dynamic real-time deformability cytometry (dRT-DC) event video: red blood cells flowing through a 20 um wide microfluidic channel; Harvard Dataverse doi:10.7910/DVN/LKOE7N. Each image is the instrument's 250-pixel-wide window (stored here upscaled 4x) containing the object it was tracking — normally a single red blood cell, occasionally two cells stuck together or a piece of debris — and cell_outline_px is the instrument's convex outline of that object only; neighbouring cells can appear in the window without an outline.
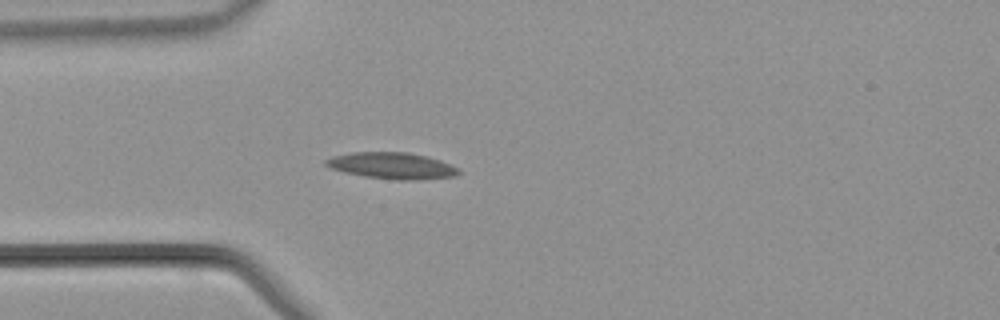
{"species": "common noctule bat (a hibernating species)", "species_latin": "Nyctalus noctula", "temperature_condition": "warm", "stored_images_in_passage": 34, "camera_frame_rate_fps": 3000, "um_per_image_px": 0.085, "animal": {"sex": "male", "body_mass_g": 21.5, "forearm_length_mm": 52.0}, "frame": {"image": 1, "passage_image": 1, "time_ms": 0.0, "image_size_px": [1000, 320], "cell_outline_px": [[460, 172], [456, 176], [420, 180], [396, 180], [364, 176], [344, 172], [332, 168], [324, 164], [324, 160], [332, 156], [352, 152], [408, 152], [440, 160], [456, 168]], "centroid_in_image_um": [33.29, 14.09], "position_along_channel_um": 51.7, "area_um2": 20.35}}
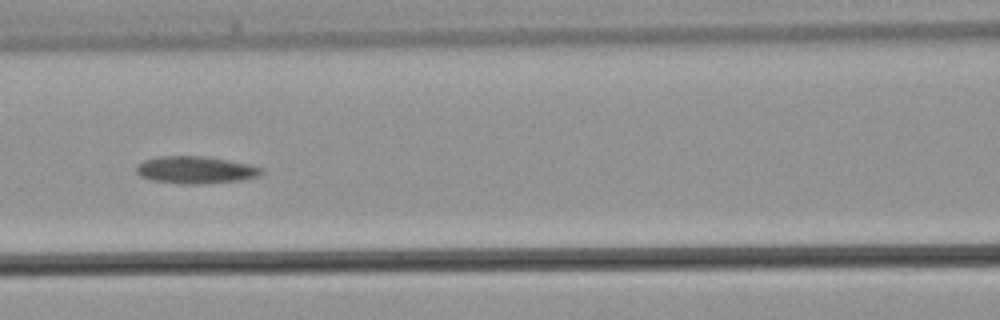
{"frame": {"image": 2, "passage_image": 8, "time_ms": 2.333, "image_size_px": [1000, 320], "cell_outline_px": [[264, 172], [260, 176], [240, 180], [204, 184], [184, 184], [152, 180], [140, 176], [136, 172], [136, 164], [144, 160], [160, 156], [204, 156], [248, 164], [260, 168]], "centroid_in_image_um": [16.59, 14.45], "position_along_channel_um": 150.0, "area_um2": 19.83}}
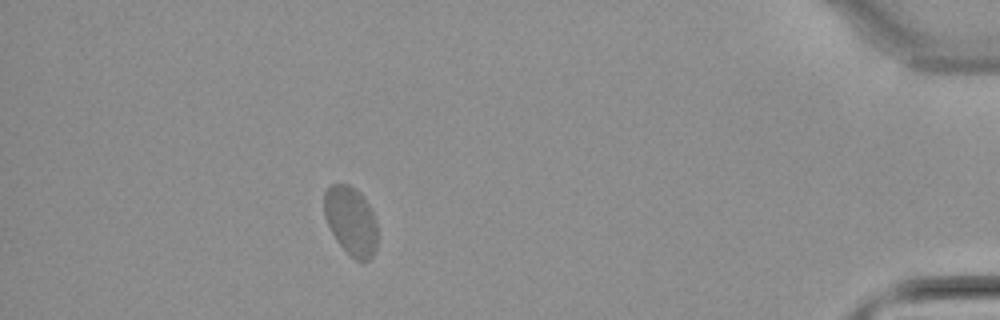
{"frame": {"image": 3, "passage_image": 29, "time_ms": 9.333, "image_size_px": [1000, 320], "cell_outline_px": [[376, 248], [372, 256], [368, 260], [356, 260], [336, 240], [324, 216], [324, 192], [332, 184], [348, 184], [360, 192], [368, 204], [376, 220]], "centroid_in_image_um": [29.82, 18.75], "position_along_channel_um": 405.4, "area_um2": 21.04}}